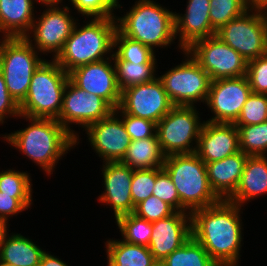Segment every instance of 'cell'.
Instances as JSON below:
<instances>
[{
	"label": "cell",
	"instance_id": "1",
	"mask_svg": "<svg viewBox=\"0 0 267 266\" xmlns=\"http://www.w3.org/2000/svg\"><path fill=\"white\" fill-rule=\"evenodd\" d=\"M241 206L228 200L191 213L192 237L219 266H238L242 241Z\"/></svg>",
	"mask_w": 267,
	"mask_h": 266
},
{
	"label": "cell",
	"instance_id": "2",
	"mask_svg": "<svg viewBox=\"0 0 267 266\" xmlns=\"http://www.w3.org/2000/svg\"><path fill=\"white\" fill-rule=\"evenodd\" d=\"M22 117L30 122L29 126L5 134L4 141L37 163L45 173L53 174L62 156L76 146L75 138L58 120Z\"/></svg>",
	"mask_w": 267,
	"mask_h": 266
},
{
	"label": "cell",
	"instance_id": "3",
	"mask_svg": "<svg viewBox=\"0 0 267 266\" xmlns=\"http://www.w3.org/2000/svg\"><path fill=\"white\" fill-rule=\"evenodd\" d=\"M115 20V17L91 18L80 28L76 22L62 51L54 60L69 73L79 66L110 58L105 55L114 52Z\"/></svg>",
	"mask_w": 267,
	"mask_h": 266
},
{
	"label": "cell",
	"instance_id": "4",
	"mask_svg": "<svg viewBox=\"0 0 267 266\" xmlns=\"http://www.w3.org/2000/svg\"><path fill=\"white\" fill-rule=\"evenodd\" d=\"M123 17H116L117 30L150 47H167L176 39L175 13L153 0H138ZM172 42V43H171Z\"/></svg>",
	"mask_w": 267,
	"mask_h": 266
},
{
	"label": "cell",
	"instance_id": "5",
	"mask_svg": "<svg viewBox=\"0 0 267 266\" xmlns=\"http://www.w3.org/2000/svg\"><path fill=\"white\" fill-rule=\"evenodd\" d=\"M163 169L177 189L181 212L192 213L220 201L209 185L205 162L195 152L166 156Z\"/></svg>",
	"mask_w": 267,
	"mask_h": 266
},
{
	"label": "cell",
	"instance_id": "6",
	"mask_svg": "<svg viewBox=\"0 0 267 266\" xmlns=\"http://www.w3.org/2000/svg\"><path fill=\"white\" fill-rule=\"evenodd\" d=\"M69 74L54 60H44L34 71L20 115L57 120Z\"/></svg>",
	"mask_w": 267,
	"mask_h": 266
},
{
	"label": "cell",
	"instance_id": "7",
	"mask_svg": "<svg viewBox=\"0 0 267 266\" xmlns=\"http://www.w3.org/2000/svg\"><path fill=\"white\" fill-rule=\"evenodd\" d=\"M38 54L25 37L0 39V71L9 94L18 105L27 96L34 71L45 60Z\"/></svg>",
	"mask_w": 267,
	"mask_h": 266
},
{
	"label": "cell",
	"instance_id": "8",
	"mask_svg": "<svg viewBox=\"0 0 267 266\" xmlns=\"http://www.w3.org/2000/svg\"><path fill=\"white\" fill-rule=\"evenodd\" d=\"M196 109L195 106H174L156 124V135L166 156L196 151L204 125V121L203 123L199 121ZM193 141L196 143L194 147Z\"/></svg>",
	"mask_w": 267,
	"mask_h": 266
},
{
	"label": "cell",
	"instance_id": "9",
	"mask_svg": "<svg viewBox=\"0 0 267 266\" xmlns=\"http://www.w3.org/2000/svg\"><path fill=\"white\" fill-rule=\"evenodd\" d=\"M183 52L187 56L185 61L158 78L174 106L206 103L212 80L188 52Z\"/></svg>",
	"mask_w": 267,
	"mask_h": 266
},
{
	"label": "cell",
	"instance_id": "10",
	"mask_svg": "<svg viewBox=\"0 0 267 266\" xmlns=\"http://www.w3.org/2000/svg\"><path fill=\"white\" fill-rule=\"evenodd\" d=\"M215 35L247 61L267 54V29L259 10L248 8L221 26Z\"/></svg>",
	"mask_w": 267,
	"mask_h": 266
},
{
	"label": "cell",
	"instance_id": "11",
	"mask_svg": "<svg viewBox=\"0 0 267 266\" xmlns=\"http://www.w3.org/2000/svg\"><path fill=\"white\" fill-rule=\"evenodd\" d=\"M185 51L209 74L212 81L247 74L248 61L216 35L195 41Z\"/></svg>",
	"mask_w": 267,
	"mask_h": 266
},
{
	"label": "cell",
	"instance_id": "12",
	"mask_svg": "<svg viewBox=\"0 0 267 266\" xmlns=\"http://www.w3.org/2000/svg\"><path fill=\"white\" fill-rule=\"evenodd\" d=\"M114 109L101 97L90 94L77 87L70 79L67 81L63 95V105L58 121L75 138L79 144V135L71 130V124L81 125L86 129L89 125L108 117Z\"/></svg>",
	"mask_w": 267,
	"mask_h": 266
},
{
	"label": "cell",
	"instance_id": "13",
	"mask_svg": "<svg viewBox=\"0 0 267 266\" xmlns=\"http://www.w3.org/2000/svg\"><path fill=\"white\" fill-rule=\"evenodd\" d=\"M47 9L42 15L34 20L29 33L33 34L34 39L31 40L30 34L25 38L38 52L54 53L52 57L55 59L62 51L65 41L71 35L76 20L71 16L70 7L65 6L59 8L58 5H47Z\"/></svg>",
	"mask_w": 267,
	"mask_h": 266
},
{
	"label": "cell",
	"instance_id": "14",
	"mask_svg": "<svg viewBox=\"0 0 267 266\" xmlns=\"http://www.w3.org/2000/svg\"><path fill=\"white\" fill-rule=\"evenodd\" d=\"M174 107L158 77L121 92L119 108L126 114L158 123Z\"/></svg>",
	"mask_w": 267,
	"mask_h": 266
},
{
	"label": "cell",
	"instance_id": "15",
	"mask_svg": "<svg viewBox=\"0 0 267 266\" xmlns=\"http://www.w3.org/2000/svg\"><path fill=\"white\" fill-rule=\"evenodd\" d=\"M251 92L246 75L211 81L205 104L214 116L207 121L234 124Z\"/></svg>",
	"mask_w": 267,
	"mask_h": 266
},
{
	"label": "cell",
	"instance_id": "16",
	"mask_svg": "<svg viewBox=\"0 0 267 266\" xmlns=\"http://www.w3.org/2000/svg\"><path fill=\"white\" fill-rule=\"evenodd\" d=\"M112 55L113 53L110 58L79 66L68 74L77 87L103 98L116 109L120 105L122 91L117 83L115 65L111 64Z\"/></svg>",
	"mask_w": 267,
	"mask_h": 266
},
{
	"label": "cell",
	"instance_id": "17",
	"mask_svg": "<svg viewBox=\"0 0 267 266\" xmlns=\"http://www.w3.org/2000/svg\"><path fill=\"white\" fill-rule=\"evenodd\" d=\"M92 149L105 162H121L131 143L122 119L113 111L86 129Z\"/></svg>",
	"mask_w": 267,
	"mask_h": 266
},
{
	"label": "cell",
	"instance_id": "18",
	"mask_svg": "<svg viewBox=\"0 0 267 266\" xmlns=\"http://www.w3.org/2000/svg\"><path fill=\"white\" fill-rule=\"evenodd\" d=\"M191 236V213L176 211L167 218L152 222L148 248L154 259L160 263Z\"/></svg>",
	"mask_w": 267,
	"mask_h": 266
},
{
	"label": "cell",
	"instance_id": "19",
	"mask_svg": "<svg viewBox=\"0 0 267 266\" xmlns=\"http://www.w3.org/2000/svg\"><path fill=\"white\" fill-rule=\"evenodd\" d=\"M104 164L101 171L105 192L99 195L98 200L111 206L115 219L121 215L133 213L135 206L130 187L134 169L121 162H105Z\"/></svg>",
	"mask_w": 267,
	"mask_h": 266
},
{
	"label": "cell",
	"instance_id": "20",
	"mask_svg": "<svg viewBox=\"0 0 267 266\" xmlns=\"http://www.w3.org/2000/svg\"><path fill=\"white\" fill-rule=\"evenodd\" d=\"M239 148V133L236 125L204 121L195 153L205 162L222 160Z\"/></svg>",
	"mask_w": 267,
	"mask_h": 266
},
{
	"label": "cell",
	"instance_id": "21",
	"mask_svg": "<svg viewBox=\"0 0 267 266\" xmlns=\"http://www.w3.org/2000/svg\"><path fill=\"white\" fill-rule=\"evenodd\" d=\"M210 0H188L185 14L175 12V36L185 51L195 41L212 37L216 30L210 21Z\"/></svg>",
	"mask_w": 267,
	"mask_h": 266
},
{
	"label": "cell",
	"instance_id": "22",
	"mask_svg": "<svg viewBox=\"0 0 267 266\" xmlns=\"http://www.w3.org/2000/svg\"><path fill=\"white\" fill-rule=\"evenodd\" d=\"M247 157L240 150L222 160L205 163L209 185L220 200H228L235 193Z\"/></svg>",
	"mask_w": 267,
	"mask_h": 266
},
{
	"label": "cell",
	"instance_id": "23",
	"mask_svg": "<svg viewBox=\"0 0 267 266\" xmlns=\"http://www.w3.org/2000/svg\"><path fill=\"white\" fill-rule=\"evenodd\" d=\"M267 155L248 156L235 193L228 201L243 206L250 199L267 194Z\"/></svg>",
	"mask_w": 267,
	"mask_h": 266
},
{
	"label": "cell",
	"instance_id": "24",
	"mask_svg": "<svg viewBox=\"0 0 267 266\" xmlns=\"http://www.w3.org/2000/svg\"><path fill=\"white\" fill-rule=\"evenodd\" d=\"M34 0H0V32L4 38L26 37L34 22Z\"/></svg>",
	"mask_w": 267,
	"mask_h": 266
},
{
	"label": "cell",
	"instance_id": "25",
	"mask_svg": "<svg viewBox=\"0 0 267 266\" xmlns=\"http://www.w3.org/2000/svg\"><path fill=\"white\" fill-rule=\"evenodd\" d=\"M31 239L21 234H9L0 246V260L14 266H39L44 254Z\"/></svg>",
	"mask_w": 267,
	"mask_h": 266
},
{
	"label": "cell",
	"instance_id": "26",
	"mask_svg": "<svg viewBox=\"0 0 267 266\" xmlns=\"http://www.w3.org/2000/svg\"><path fill=\"white\" fill-rule=\"evenodd\" d=\"M166 155L163 153L157 137L131 140L121 163L136 169L163 167Z\"/></svg>",
	"mask_w": 267,
	"mask_h": 266
},
{
	"label": "cell",
	"instance_id": "27",
	"mask_svg": "<svg viewBox=\"0 0 267 266\" xmlns=\"http://www.w3.org/2000/svg\"><path fill=\"white\" fill-rule=\"evenodd\" d=\"M105 246L108 266H155L158 263L147 246L113 239L106 241Z\"/></svg>",
	"mask_w": 267,
	"mask_h": 266
},
{
	"label": "cell",
	"instance_id": "28",
	"mask_svg": "<svg viewBox=\"0 0 267 266\" xmlns=\"http://www.w3.org/2000/svg\"><path fill=\"white\" fill-rule=\"evenodd\" d=\"M160 263L162 266H219L192 236Z\"/></svg>",
	"mask_w": 267,
	"mask_h": 266
},
{
	"label": "cell",
	"instance_id": "29",
	"mask_svg": "<svg viewBox=\"0 0 267 266\" xmlns=\"http://www.w3.org/2000/svg\"><path fill=\"white\" fill-rule=\"evenodd\" d=\"M114 49L116 51L112 55L113 61L157 64L155 52L150 47L124 36L118 30L114 35Z\"/></svg>",
	"mask_w": 267,
	"mask_h": 266
},
{
	"label": "cell",
	"instance_id": "30",
	"mask_svg": "<svg viewBox=\"0 0 267 266\" xmlns=\"http://www.w3.org/2000/svg\"><path fill=\"white\" fill-rule=\"evenodd\" d=\"M120 90L154 80L156 64H140L128 61H113Z\"/></svg>",
	"mask_w": 267,
	"mask_h": 266
},
{
	"label": "cell",
	"instance_id": "31",
	"mask_svg": "<svg viewBox=\"0 0 267 266\" xmlns=\"http://www.w3.org/2000/svg\"><path fill=\"white\" fill-rule=\"evenodd\" d=\"M116 223L125 242L149 246L152 233V222L137 216L134 213L121 215Z\"/></svg>",
	"mask_w": 267,
	"mask_h": 266
},
{
	"label": "cell",
	"instance_id": "32",
	"mask_svg": "<svg viewBox=\"0 0 267 266\" xmlns=\"http://www.w3.org/2000/svg\"><path fill=\"white\" fill-rule=\"evenodd\" d=\"M239 148L248 156H265L267 153V121L253 125H236Z\"/></svg>",
	"mask_w": 267,
	"mask_h": 266
},
{
	"label": "cell",
	"instance_id": "33",
	"mask_svg": "<svg viewBox=\"0 0 267 266\" xmlns=\"http://www.w3.org/2000/svg\"><path fill=\"white\" fill-rule=\"evenodd\" d=\"M247 9V0H210L211 26L217 31Z\"/></svg>",
	"mask_w": 267,
	"mask_h": 266
},
{
	"label": "cell",
	"instance_id": "34",
	"mask_svg": "<svg viewBox=\"0 0 267 266\" xmlns=\"http://www.w3.org/2000/svg\"><path fill=\"white\" fill-rule=\"evenodd\" d=\"M265 121H267V94L251 92L234 125H253Z\"/></svg>",
	"mask_w": 267,
	"mask_h": 266
},
{
	"label": "cell",
	"instance_id": "35",
	"mask_svg": "<svg viewBox=\"0 0 267 266\" xmlns=\"http://www.w3.org/2000/svg\"><path fill=\"white\" fill-rule=\"evenodd\" d=\"M162 170L163 167L151 169H136L133 171L130 189L134 206L152 195L156 176Z\"/></svg>",
	"mask_w": 267,
	"mask_h": 266
},
{
	"label": "cell",
	"instance_id": "36",
	"mask_svg": "<svg viewBox=\"0 0 267 266\" xmlns=\"http://www.w3.org/2000/svg\"><path fill=\"white\" fill-rule=\"evenodd\" d=\"M29 173L8 169L0 172V192L7 195H32Z\"/></svg>",
	"mask_w": 267,
	"mask_h": 266
},
{
	"label": "cell",
	"instance_id": "37",
	"mask_svg": "<svg viewBox=\"0 0 267 266\" xmlns=\"http://www.w3.org/2000/svg\"><path fill=\"white\" fill-rule=\"evenodd\" d=\"M78 13L86 18L115 17L114 9L121 8L118 0H70Z\"/></svg>",
	"mask_w": 267,
	"mask_h": 266
},
{
	"label": "cell",
	"instance_id": "38",
	"mask_svg": "<svg viewBox=\"0 0 267 266\" xmlns=\"http://www.w3.org/2000/svg\"><path fill=\"white\" fill-rule=\"evenodd\" d=\"M114 112L122 119V122L131 140L157 137L156 123L153 121L126 114L119 107L114 109Z\"/></svg>",
	"mask_w": 267,
	"mask_h": 266
},
{
	"label": "cell",
	"instance_id": "39",
	"mask_svg": "<svg viewBox=\"0 0 267 266\" xmlns=\"http://www.w3.org/2000/svg\"><path fill=\"white\" fill-rule=\"evenodd\" d=\"M175 212L176 211L169 204L151 195L137 204L133 213L149 222H154L167 218Z\"/></svg>",
	"mask_w": 267,
	"mask_h": 266
},
{
	"label": "cell",
	"instance_id": "40",
	"mask_svg": "<svg viewBox=\"0 0 267 266\" xmlns=\"http://www.w3.org/2000/svg\"><path fill=\"white\" fill-rule=\"evenodd\" d=\"M152 195L169 204L175 211L181 212V202L177 189L164 169L156 176Z\"/></svg>",
	"mask_w": 267,
	"mask_h": 266
},
{
	"label": "cell",
	"instance_id": "41",
	"mask_svg": "<svg viewBox=\"0 0 267 266\" xmlns=\"http://www.w3.org/2000/svg\"><path fill=\"white\" fill-rule=\"evenodd\" d=\"M246 76L252 92L267 94V54L248 61Z\"/></svg>",
	"mask_w": 267,
	"mask_h": 266
},
{
	"label": "cell",
	"instance_id": "42",
	"mask_svg": "<svg viewBox=\"0 0 267 266\" xmlns=\"http://www.w3.org/2000/svg\"><path fill=\"white\" fill-rule=\"evenodd\" d=\"M32 205V195H7L0 192V218L8 221V217L18 214Z\"/></svg>",
	"mask_w": 267,
	"mask_h": 266
},
{
	"label": "cell",
	"instance_id": "43",
	"mask_svg": "<svg viewBox=\"0 0 267 266\" xmlns=\"http://www.w3.org/2000/svg\"><path fill=\"white\" fill-rule=\"evenodd\" d=\"M7 114L9 117H21L19 105L9 94L3 73L0 71V124L8 118Z\"/></svg>",
	"mask_w": 267,
	"mask_h": 266
},
{
	"label": "cell",
	"instance_id": "44",
	"mask_svg": "<svg viewBox=\"0 0 267 266\" xmlns=\"http://www.w3.org/2000/svg\"><path fill=\"white\" fill-rule=\"evenodd\" d=\"M39 266H68L63 260L57 258L54 255H51V253H46L42 255L41 261Z\"/></svg>",
	"mask_w": 267,
	"mask_h": 266
},
{
	"label": "cell",
	"instance_id": "45",
	"mask_svg": "<svg viewBox=\"0 0 267 266\" xmlns=\"http://www.w3.org/2000/svg\"><path fill=\"white\" fill-rule=\"evenodd\" d=\"M248 8L253 10H261L267 5V0H247Z\"/></svg>",
	"mask_w": 267,
	"mask_h": 266
},
{
	"label": "cell",
	"instance_id": "46",
	"mask_svg": "<svg viewBox=\"0 0 267 266\" xmlns=\"http://www.w3.org/2000/svg\"><path fill=\"white\" fill-rule=\"evenodd\" d=\"M8 221L5 219L0 218V246L4 242L6 236L9 232H7L8 228Z\"/></svg>",
	"mask_w": 267,
	"mask_h": 266
},
{
	"label": "cell",
	"instance_id": "47",
	"mask_svg": "<svg viewBox=\"0 0 267 266\" xmlns=\"http://www.w3.org/2000/svg\"><path fill=\"white\" fill-rule=\"evenodd\" d=\"M63 0H35V2H41V4H43L44 6L46 5H58L60 3H62Z\"/></svg>",
	"mask_w": 267,
	"mask_h": 266
},
{
	"label": "cell",
	"instance_id": "48",
	"mask_svg": "<svg viewBox=\"0 0 267 266\" xmlns=\"http://www.w3.org/2000/svg\"><path fill=\"white\" fill-rule=\"evenodd\" d=\"M260 12L263 15L264 22H265L266 29H267V5L263 9H261Z\"/></svg>",
	"mask_w": 267,
	"mask_h": 266
},
{
	"label": "cell",
	"instance_id": "49",
	"mask_svg": "<svg viewBox=\"0 0 267 266\" xmlns=\"http://www.w3.org/2000/svg\"><path fill=\"white\" fill-rule=\"evenodd\" d=\"M0 266H14L13 264L4 262L3 260H0Z\"/></svg>",
	"mask_w": 267,
	"mask_h": 266
},
{
	"label": "cell",
	"instance_id": "50",
	"mask_svg": "<svg viewBox=\"0 0 267 266\" xmlns=\"http://www.w3.org/2000/svg\"><path fill=\"white\" fill-rule=\"evenodd\" d=\"M155 266H162V264L161 263H157Z\"/></svg>",
	"mask_w": 267,
	"mask_h": 266
}]
</instances>
